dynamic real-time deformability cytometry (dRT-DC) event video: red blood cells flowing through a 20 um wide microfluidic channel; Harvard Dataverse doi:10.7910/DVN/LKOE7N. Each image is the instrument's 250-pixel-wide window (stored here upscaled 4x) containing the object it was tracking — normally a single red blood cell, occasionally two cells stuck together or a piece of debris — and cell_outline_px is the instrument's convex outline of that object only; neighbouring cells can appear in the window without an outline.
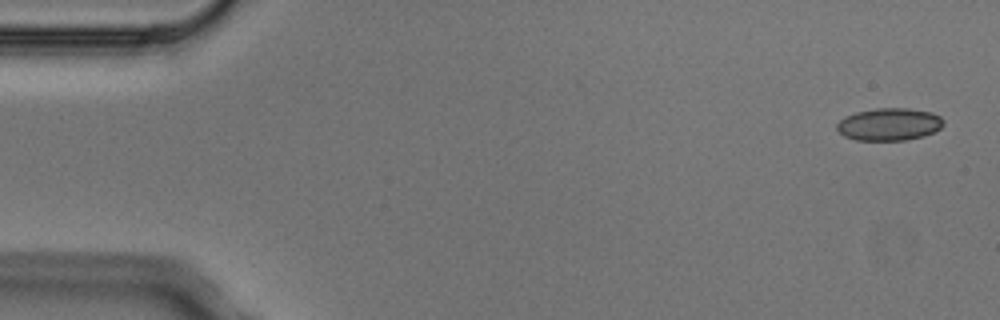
{"species": "Egyptian fruit bat (a non-hibernating species)", "species_latin": "Rousettus aegyptiacus", "temperature_condition": "cold", "stored_images_in_passage": 6, "camera_frame_rate_fps": 3000, "um_per_image_px": 0.085, "animal": {"sex": "male"}, "frame": {"image": 1, "passage_image": 1, "time_ms": 0.0, "image_size_px": [1000, 320], "cell_outline_px": [[944, 124], [940, 128], [924, 136], [904, 140], [856, 140], [844, 136], [836, 128], [836, 124], [844, 116], [856, 112], [876, 108], [908, 108], [932, 112], [940, 116], [944, 120]], "centroid_in_image_um": [75.58, 10.56], "position_along_channel_um": 9.4, "area_um2": 20.23}}
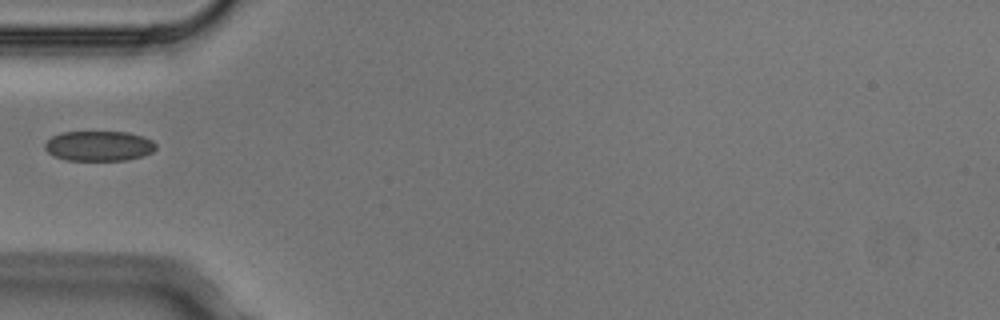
{"frame": {"image": 2, "passage_image": 5, "time_ms": 1.333, "image_size_px": [1000, 320], "cell_outline_px": [[156, 148], [152, 152], [144, 156], [124, 160], [68, 160], [56, 156], [48, 152], [44, 148], [44, 144], [52, 136], [60, 132], [128, 132], [144, 136], [152, 140], [156, 144]], "centroid_in_image_um": [8.43, 12.4], "position_along_channel_um": 76.6, "area_um2": 19.48}}
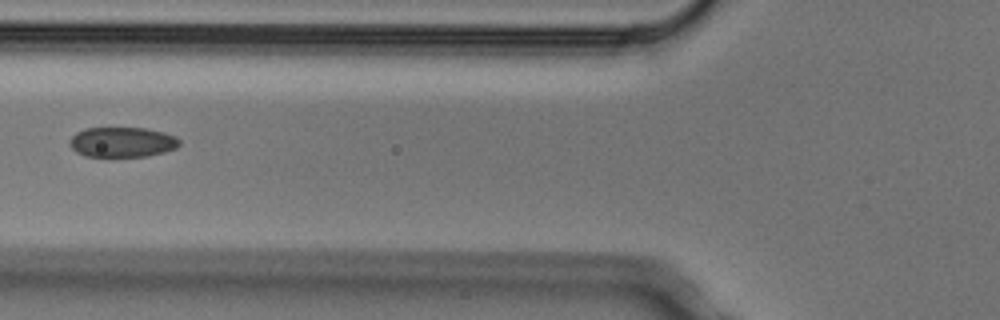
{"frame": {"image": 3, "passage_image": 6, "time_ms": 1.667, "image_size_px": [1000, 320], "cell_outline_px": [[180, 144], [176, 148], [164, 152], [148, 156], [84, 156], [76, 152], [68, 144], [68, 140], [76, 132], [84, 128], [148, 128], [164, 132], [176, 136], [180, 140]], "centroid_in_image_um": [10.38, 12.07], "position_along_channel_um": 115.4, "area_um2": 19.42}}